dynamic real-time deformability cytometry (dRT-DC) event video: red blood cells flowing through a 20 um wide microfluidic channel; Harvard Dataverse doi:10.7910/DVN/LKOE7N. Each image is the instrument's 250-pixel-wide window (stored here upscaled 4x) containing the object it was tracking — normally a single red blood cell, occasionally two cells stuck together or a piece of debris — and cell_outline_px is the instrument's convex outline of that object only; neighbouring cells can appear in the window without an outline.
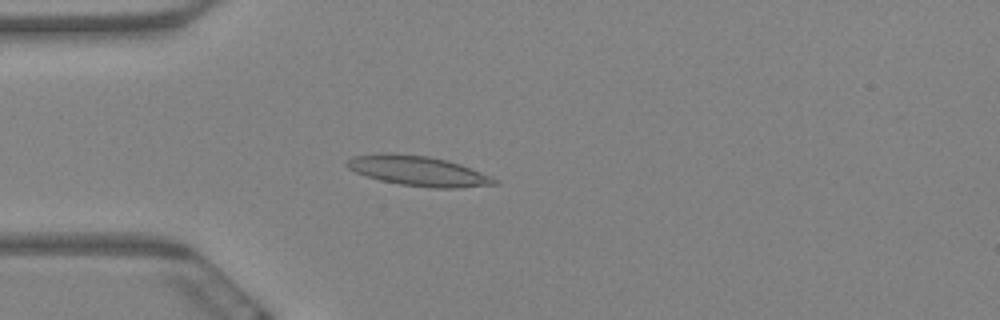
{"species": "Egyptian fruit bat (a non-hibernating species)", "species_latin": "Rousettus aegyptiacus", "temperature_condition": "warm", "stored_images_in_passage": 6, "camera_frame_rate_fps": 3000, "um_per_image_px": 0.085, "animal": {"sex": "female"}, "frame": {"image": 1, "passage_image": 5, "time_ms": 1.333, "image_size_px": [1000, 320], "cell_outline_px": [[500, 184], [456, 188], [432, 188], [400, 184], [380, 180], [356, 172], [348, 168], [344, 164], [344, 160], [352, 156], [376, 152], [396, 152], [428, 156], [448, 160], [460, 164], [492, 176]], "centroid_in_image_um": [35.5, 14.5], "position_along_channel_um": 49.5, "area_um2": 26.18}}